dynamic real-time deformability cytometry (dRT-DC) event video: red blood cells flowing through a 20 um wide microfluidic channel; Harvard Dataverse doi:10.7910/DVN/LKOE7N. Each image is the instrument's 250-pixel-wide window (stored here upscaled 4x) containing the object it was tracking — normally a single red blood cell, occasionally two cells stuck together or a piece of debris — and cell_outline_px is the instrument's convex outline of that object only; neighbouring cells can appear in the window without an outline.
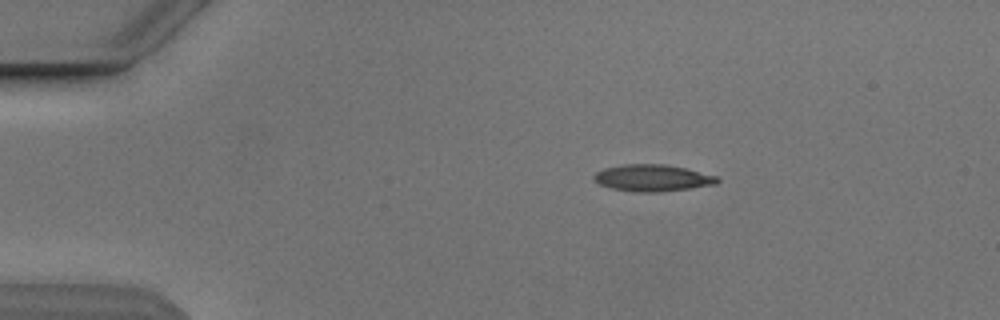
{"species": "Egyptian fruit bat (a non-hibernating species)", "species_latin": "Rousettus aegyptiacus", "temperature_condition": "cold", "stored_images_in_passage": 4, "camera_frame_rate_fps": 3000, "um_per_image_px": 0.085, "animal": {"sex": "male"}, "frame": {"image": 1, "passage_image": 1, "time_ms": 0.0, "image_size_px": [1000, 320], "cell_outline_px": [[720, 180], [716, 184], [692, 188], [660, 192], [632, 192], [612, 188], [600, 184], [592, 180], [592, 176], [596, 172], [604, 168], [624, 164], [664, 164], [684, 168], [716, 176]], "centroid_in_image_um": [55.42, 15.13], "position_along_channel_um": 29.6, "area_um2": 19.25}}
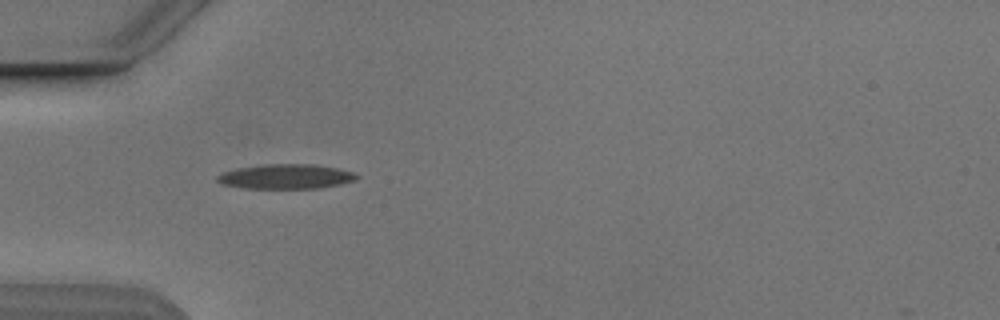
{"frame": {"image": 2, "passage_image": 3, "time_ms": 2.333, "image_size_px": [1000, 320], "cell_outline_px": [[360, 176], [356, 180], [340, 184], [320, 188], [244, 188], [220, 184], [216, 180], [216, 176], [224, 172], [240, 168], [264, 164], [312, 164], [336, 168], [352, 172]], "centroid_in_image_um": [24.3, 15.01], "position_along_channel_um": 60.7, "area_um2": 19.94}}
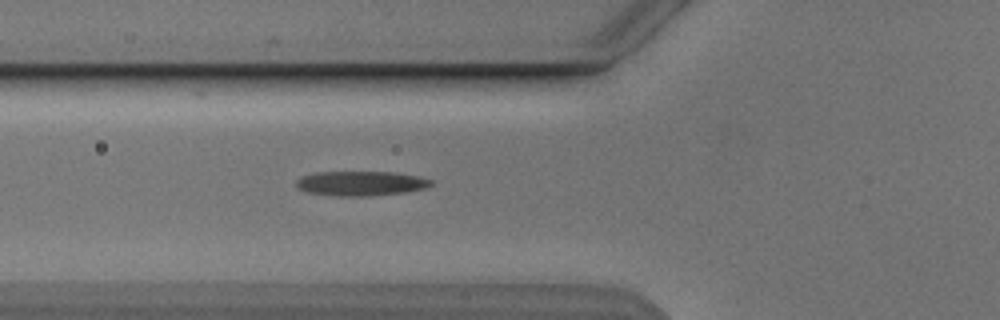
{"frame": {"image": 3, "passage_image": 4, "time_ms": 3.333, "image_size_px": [1000, 320], "cell_outline_px": [[432, 184], [428, 188], [408, 192], [368, 196], [336, 196], [308, 192], [296, 188], [296, 180], [304, 176], [316, 172], [392, 172], [420, 176], [432, 180]], "centroid_in_image_um": [30.71, 15.59], "position_along_channel_um": 95.1, "area_um2": 19.48}}